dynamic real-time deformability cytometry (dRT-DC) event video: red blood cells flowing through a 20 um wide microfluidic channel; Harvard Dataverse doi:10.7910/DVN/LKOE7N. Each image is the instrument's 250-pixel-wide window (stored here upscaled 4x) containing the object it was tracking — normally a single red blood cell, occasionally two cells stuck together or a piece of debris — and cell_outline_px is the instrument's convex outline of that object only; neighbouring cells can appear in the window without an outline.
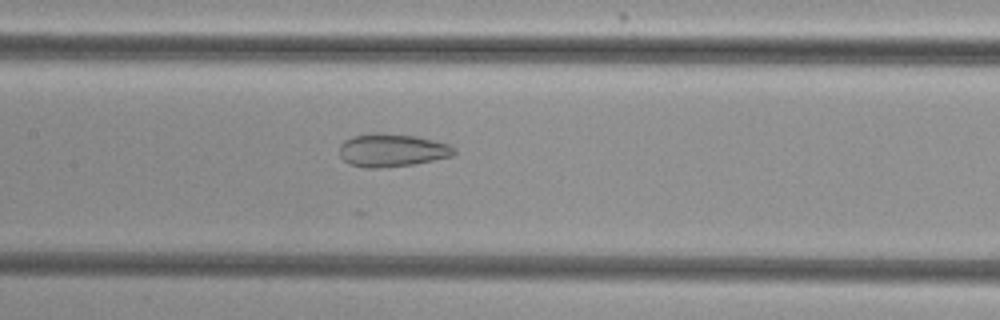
{"species": "common noctule bat (a hibernating species)", "species_latin": "Nyctalus noctula", "temperature_condition": "cold", "stored_images_in_passage": 47, "camera_frame_rate_fps": 3000, "um_per_image_px": 0.085, "animal": {"sex": "female", "body_mass_g": 29.2, "forearm_length_mm": 56.3}, "frame": {"image": 1, "passage_image": 20, "time_ms": 6.333, "image_size_px": [1000, 320], "cell_outline_px": [[456, 152], [452, 156], [412, 164], [380, 168], [364, 168], [348, 164], [340, 156], [340, 144], [344, 140], [352, 136], [372, 132], [384, 132], [416, 136], [448, 144], [456, 148]], "centroid_in_image_um": [33.28, 12.76], "position_along_channel_um": 174.1, "area_um2": 22.25}}
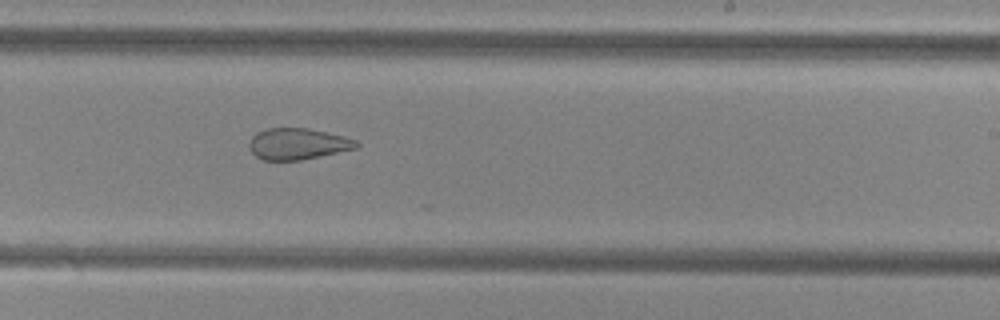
{"frame": {"image": 2, "passage_image": 27, "time_ms": 8.667, "image_size_px": [1000, 320], "cell_outline_px": [[360, 144], [356, 148], [320, 156], [300, 160], [264, 160], [256, 156], [252, 152], [248, 144], [252, 136], [256, 132], [268, 128], [308, 128], [344, 136], [356, 140]], "centroid_in_image_um": [25.29, 12.22], "position_along_channel_um": 263.7, "area_um2": 19.48}}
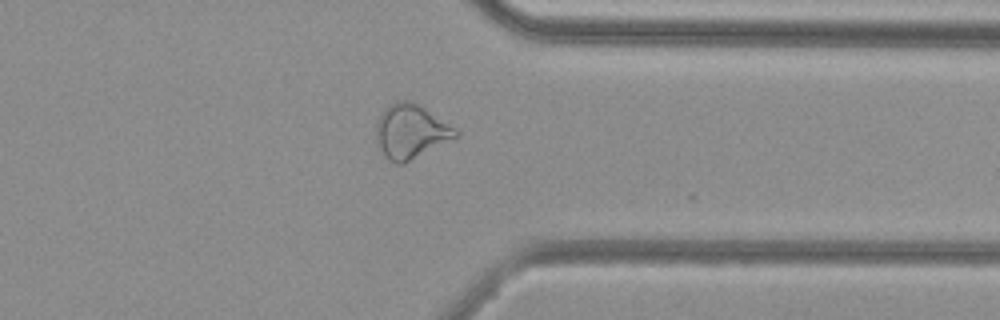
{"frame": {"image": 3, "passage_image": 36, "time_ms": 11.667, "image_size_px": [1000, 320], "cell_outline_px": [[460, 136], [404, 164], [396, 164], [388, 160], [384, 156], [376, 144], [376, 124], [384, 108], [388, 104], [396, 100], [408, 100], [420, 104], [456, 128], [460, 132]], "centroid_in_image_um": [34.92, 11.18], "position_along_channel_um": 376.5, "area_um2": 25.66}, "authors_computed_cell_mechanics": {"area_um2": 25.6632, "velocity_mm_per_s": 3.8582, "shape_relaxation_time_tau1_ms": null, "shape_relaxation_time_tau2_ms": 1.5306, "deformation_change_tau1": null, "deformation_change_tau2": 0.0904}}